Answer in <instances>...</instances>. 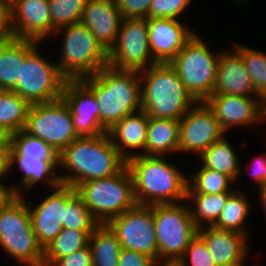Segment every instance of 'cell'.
Masks as SVG:
<instances>
[{
	"mask_svg": "<svg viewBox=\"0 0 266 266\" xmlns=\"http://www.w3.org/2000/svg\"><path fill=\"white\" fill-rule=\"evenodd\" d=\"M4 1L8 6L13 3L15 0H2Z\"/></svg>",
	"mask_w": 266,
	"mask_h": 266,
	"instance_id": "51",
	"label": "cell"
},
{
	"mask_svg": "<svg viewBox=\"0 0 266 266\" xmlns=\"http://www.w3.org/2000/svg\"><path fill=\"white\" fill-rule=\"evenodd\" d=\"M80 81L94 94L100 108V123L106 131L123 117L142 109L139 71L106 65Z\"/></svg>",
	"mask_w": 266,
	"mask_h": 266,
	"instance_id": "3",
	"label": "cell"
},
{
	"mask_svg": "<svg viewBox=\"0 0 266 266\" xmlns=\"http://www.w3.org/2000/svg\"><path fill=\"white\" fill-rule=\"evenodd\" d=\"M238 188L237 185L236 190L229 196L217 222L213 226L220 230L236 231L250 238V229H247L246 224L248 222L246 223V221L249 218L251 205L253 204H250V196H247L244 190Z\"/></svg>",
	"mask_w": 266,
	"mask_h": 266,
	"instance_id": "28",
	"label": "cell"
},
{
	"mask_svg": "<svg viewBox=\"0 0 266 266\" xmlns=\"http://www.w3.org/2000/svg\"><path fill=\"white\" fill-rule=\"evenodd\" d=\"M180 120L149 116L145 155L171 156L179 148ZM169 154V155H168Z\"/></svg>",
	"mask_w": 266,
	"mask_h": 266,
	"instance_id": "25",
	"label": "cell"
},
{
	"mask_svg": "<svg viewBox=\"0 0 266 266\" xmlns=\"http://www.w3.org/2000/svg\"><path fill=\"white\" fill-rule=\"evenodd\" d=\"M244 168L257 188L266 185V153L254 157Z\"/></svg>",
	"mask_w": 266,
	"mask_h": 266,
	"instance_id": "42",
	"label": "cell"
},
{
	"mask_svg": "<svg viewBox=\"0 0 266 266\" xmlns=\"http://www.w3.org/2000/svg\"><path fill=\"white\" fill-rule=\"evenodd\" d=\"M93 266H118L122 250L116 234L107 224H99L89 236Z\"/></svg>",
	"mask_w": 266,
	"mask_h": 266,
	"instance_id": "30",
	"label": "cell"
},
{
	"mask_svg": "<svg viewBox=\"0 0 266 266\" xmlns=\"http://www.w3.org/2000/svg\"><path fill=\"white\" fill-rule=\"evenodd\" d=\"M49 191L34 204L33 200L28 201L27 197L23 196L28 206L33 231L43 249L63 229L66 204L77 194L76 188L63 184Z\"/></svg>",
	"mask_w": 266,
	"mask_h": 266,
	"instance_id": "14",
	"label": "cell"
},
{
	"mask_svg": "<svg viewBox=\"0 0 266 266\" xmlns=\"http://www.w3.org/2000/svg\"><path fill=\"white\" fill-rule=\"evenodd\" d=\"M122 21L116 0H87L80 19L107 52L116 42Z\"/></svg>",
	"mask_w": 266,
	"mask_h": 266,
	"instance_id": "22",
	"label": "cell"
},
{
	"mask_svg": "<svg viewBox=\"0 0 266 266\" xmlns=\"http://www.w3.org/2000/svg\"><path fill=\"white\" fill-rule=\"evenodd\" d=\"M42 43L25 39V62L21 65V80L13 90L30 105L62 98L66 79L59 72L57 62L48 60L38 49ZM52 61V62H51Z\"/></svg>",
	"mask_w": 266,
	"mask_h": 266,
	"instance_id": "9",
	"label": "cell"
},
{
	"mask_svg": "<svg viewBox=\"0 0 266 266\" xmlns=\"http://www.w3.org/2000/svg\"><path fill=\"white\" fill-rule=\"evenodd\" d=\"M57 35H62V40L56 62L66 80L93 76L108 65V52L82 23L61 27L55 31L53 38Z\"/></svg>",
	"mask_w": 266,
	"mask_h": 266,
	"instance_id": "6",
	"label": "cell"
},
{
	"mask_svg": "<svg viewBox=\"0 0 266 266\" xmlns=\"http://www.w3.org/2000/svg\"><path fill=\"white\" fill-rule=\"evenodd\" d=\"M156 266H183L179 261H161Z\"/></svg>",
	"mask_w": 266,
	"mask_h": 266,
	"instance_id": "48",
	"label": "cell"
},
{
	"mask_svg": "<svg viewBox=\"0 0 266 266\" xmlns=\"http://www.w3.org/2000/svg\"><path fill=\"white\" fill-rule=\"evenodd\" d=\"M25 62V39L8 37L0 40V90L13 91L21 80Z\"/></svg>",
	"mask_w": 266,
	"mask_h": 266,
	"instance_id": "26",
	"label": "cell"
},
{
	"mask_svg": "<svg viewBox=\"0 0 266 266\" xmlns=\"http://www.w3.org/2000/svg\"><path fill=\"white\" fill-rule=\"evenodd\" d=\"M99 223L91 215L81 197L76 194L65 207L63 227L78 231H93Z\"/></svg>",
	"mask_w": 266,
	"mask_h": 266,
	"instance_id": "37",
	"label": "cell"
},
{
	"mask_svg": "<svg viewBox=\"0 0 266 266\" xmlns=\"http://www.w3.org/2000/svg\"><path fill=\"white\" fill-rule=\"evenodd\" d=\"M213 94L259 96L253 89L242 58L232 49L221 53Z\"/></svg>",
	"mask_w": 266,
	"mask_h": 266,
	"instance_id": "24",
	"label": "cell"
},
{
	"mask_svg": "<svg viewBox=\"0 0 266 266\" xmlns=\"http://www.w3.org/2000/svg\"><path fill=\"white\" fill-rule=\"evenodd\" d=\"M8 153H0V184H7L6 158ZM7 178V179H6ZM5 179V180H4Z\"/></svg>",
	"mask_w": 266,
	"mask_h": 266,
	"instance_id": "46",
	"label": "cell"
},
{
	"mask_svg": "<svg viewBox=\"0 0 266 266\" xmlns=\"http://www.w3.org/2000/svg\"><path fill=\"white\" fill-rule=\"evenodd\" d=\"M158 262L179 261L197 234L188 203L152 205Z\"/></svg>",
	"mask_w": 266,
	"mask_h": 266,
	"instance_id": "10",
	"label": "cell"
},
{
	"mask_svg": "<svg viewBox=\"0 0 266 266\" xmlns=\"http://www.w3.org/2000/svg\"><path fill=\"white\" fill-rule=\"evenodd\" d=\"M24 131L47 143L58 155L78 138L63 98L31 105Z\"/></svg>",
	"mask_w": 266,
	"mask_h": 266,
	"instance_id": "11",
	"label": "cell"
},
{
	"mask_svg": "<svg viewBox=\"0 0 266 266\" xmlns=\"http://www.w3.org/2000/svg\"><path fill=\"white\" fill-rule=\"evenodd\" d=\"M227 133L212 110L204 102H197L179 124L178 154H197L198 158L212 143L222 140Z\"/></svg>",
	"mask_w": 266,
	"mask_h": 266,
	"instance_id": "15",
	"label": "cell"
},
{
	"mask_svg": "<svg viewBox=\"0 0 266 266\" xmlns=\"http://www.w3.org/2000/svg\"><path fill=\"white\" fill-rule=\"evenodd\" d=\"M232 193L218 194H187L186 202L188 203L191 217L197 226L202 228L213 226Z\"/></svg>",
	"mask_w": 266,
	"mask_h": 266,
	"instance_id": "29",
	"label": "cell"
},
{
	"mask_svg": "<svg viewBox=\"0 0 266 266\" xmlns=\"http://www.w3.org/2000/svg\"><path fill=\"white\" fill-rule=\"evenodd\" d=\"M230 46L243 60L254 91L266 100V52L235 43Z\"/></svg>",
	"mask_w": 266,
	"mask_h": 266,
	"instance_id": "34",
	"label": "cell"
},
{
	"mask_svg": "<svg viewBox=\"0 0 266 266\" xmlns=\"http://www.w3.org/2000/svg\"><path fill=\"white\" fill-rule=\"evenodd\" d=\"M228 139V140H227ZM226 136L215 143H212L198 158L199 164L203 167L225 173L230 176L237 185V180L242 177V167L240 155L238 156L236 147H232Z\"/></svg>",
	"mask_w": 266,
	"mask_h": 266,
	"instance_id": "27",
	"label": "cell"
},
{
	"mask_svg": "<svg viewBox=\"0 0 266 266\" xmlns=\"http://www.w3.org/2000/svg\"><path fill=\"white\" fill-rule=\"evenodd\" d=\"M256 191L258 190V199H259V202L261 203L260 205H262V208L261 209L262 211H264V215L266 217V185H263L261 187H259L258 189L255 188Z\"/></svg>",
	"mask_w": 266,
	"mask_h": 266,
	"instance_id": "47",
	"label": "cell"
},
{
	"mask_svg": "<svg viewBox=\"0 0 266 266\" xmlns=\"http://www.w3.org/2000/svg\"><path fill=\"white\" fill-rule=\"evenodd\" d=\"M230 1H233V2H237L239 5L238 6H240V7H244L245 8V6H248V5H246V4H248V0H230Z\"/></svg>",
	"mask_w": 266,
	"mask_h": 266,
	"instance_id": "50",
	"label": "cell"
},
{
	"mask_svg": "<svg viewBox=\"0 0 266 266\" xmlns=\"http://www.w3.org/2000/svg\"><path fill=\"white\" fill-rule=\"evenodd\" d=\"M107 225L116 234L122 248L145 254L158 262L152 205L137 204L112 218Z\"/></svg>",
	"mask_w": 266,
	"mask_h": 266,
	"instance_id": "13",
	"label": "cell"
},
{
	"mask_svg": "<svg viewBox=\"0 0 266 266\" xmlns=\"http://www.w3.org/2000/svg\"><path fill=\"white\" fill-rule=\"evenodd\" d=\"M155 64L149 47L147 18L123 19L116 42L108 52V65L141 71Z\"/></svg>",
	"mask_w": 266,
	"mask_h": 266,
	"instance_id": "12",
	"label": "cell"
},
{
	"mask_svg": "<svg viewBox=\"0 0 266 266\" xmlns=\"http://www.w3.org/2000/svg\"><path fill=\"white\" fill-rule=\"evenodd\" d=\"M156 264L157 262L153 258L124 248H122L118 259V266H156Z\"/></svg>",
	"mask_w": 266,
	"mask_h": 266,
	"instance_id": "43",
	"label": "cell"
},
{
	"mask_svg": "<svg viewBox=\"0 0 266 266\" xmlns=\"http://www.w3.org/2000/svg\"><path fill=\"white\" fill-rule=\"evenodd\" d=\"M183 266H217L204 240L196 234L179 260Z\"/></svg>",
	"mask_w": 266,
	"mask_h": 266,
	"instance_id": "39",
	"label": "cell"
},
{
	"mask_svg": "<svg viewBox=\"0 0 266 266\" xmlns=\"http://www.w3.org/2000/svg\"><path fill=\"white\" fill-rule=\"evenodd\" d=\"M149 116L142 109L123 117L107 131L121 156L128 159L145 155Z\"/></svg>",
	"mask_w": 266,
	"mask_h": 266,
	"instance_id": "23",
	"label": "cell"
},
{
	"mask_svg": "<svg viewBox=\"0 0 266 266\" xmlns=\"http://www.w3.org/2000/svg\"><path fill=\"white\" fill-rule=\"evenodd\" d=\"M0 248L20 266H43L44 249L23 196L7 194L0 201Z\"/></svg>",
	"mask_w": 266,
	"mask_h": 266,
	"instance_id": "5",
	"label": "cell"
},
{
	"mask_svg": "<svg viewBox=\"0 0 266 266\" xmlns=\"http://www.w3.org/2000/svg\"><path fill=\"white\" fill-rule=\"evenodd\" d=\"M93 231H78L64 228L56 238L44 248L43 266H52L59 258L85 248Z\"/></svg>",
	"mask_w": 266,
	"mask_h": 266,
	"instance_id": "33",
	"label": "cell"
},
{
	"mask_svg": "<svg viewBox=\"0 0 266 266\" xmlns=\"http://www.w3.org/2000/svg\"><path fill=\"white\" fill-rule=\"evenodd\" d=\"M7 158L58 159V154L47 143L22 130L11 135Z\"/></svg>",
	"mask_w": 266,
	"mask_h": 266,
	"instance_id": "35",
	"label": "cell"
},
{
	"mask_svg": "<svg viewBox=\"0 0 266 266\" xmlns=\"http://www.w3.org/2000/svg\"><path fill=\"white\" fill-rule=\"evenodd\" d=\"M166 158L139 155L126 161L137 204L150 206L186 201L188 176L179 165L176 166L168 160L170 158Z\"/></svg>",
	"mask_w": 266,
	"mask_h": 266,
	"instance_id": "2",
	"label": "cell"
},
{
	"mask_svg": "<svg viewBox=\"0 0 266 266\" xmlns=\"http://www.w3.org/2000/svg\"><path fill=\"white\" fill-rule=\"evenodd\" d=\"M16 168L21 172L20 181L18 184L13 182L7 186V194L27 196L30 191L33 193L38 184L47 187L42 190L46 192L62 184L58 159L6 158V176H11L16 172Z\"/></svg>",
	"mask_w": 266,
	"mask_h": 266,
	"instance_id": "18",
	"label": "cell"
},
{
	"mask_svg": "<svg viewBox=\"0 0 266 266\" xmlns=\"http://www.w3.org/2000/svg\"><path fill=\"white\" fill-rule=\"evenodd\" d=\"M76 191L99 224H107L112 218L137 205L132 176L127 166L111 177L79 184Z\"/></svg>",
	"mask_w": 266,
	"mask_h": 266,
	"instance_id": "7",
	"label": "cell"
},
{
	"mask_svg": "<svg viewBox=\"0 0 266 266\" xmlns=\"http://www.w3.org/2000/svg\"><path fill=\"white\" fill-rule=\"evenodd\" d=\"M204 102L226 133L235 127L246 129L266 122L265 101L260 96L212 94Z\"/></svg>",
	"mask_w": 266,
	"mask_h": 266,
	"instance_id": "16",
	"label": "cell"
},
{
	"mask_svg": "<svg viewBox=\"0 0 266 266\" xmlns=\"http://www.w3.org/2000/svg\"><path fill=\"white\" fill-rule=\"evenodd\" d=\"M11 145V134L0 126V153H8Z\"/></svg>",
	"mask_w": 266,
	"mask_h": 266,
	"instance_id": "45",
	"label": "cell"
},
{
	"mask_svg": "<svg viewBox=\"0 0 266 266\" xmlns=\"http://www.w3.org/2000/svg\"><path fill=\"white\" fill-rule=\"evenodd\" d=\"M139 74L142 110L148 116L180 120L197 103L169 63H157Z\"/></svg>",
	"mask_w": 266,
	"mask_h": 266,
	"instance_id": "4",
	"label": "cell"
},
{
	"mask_svg": "<svg viewBox=\"0 0 266 266\" xmlns=\"http://www.w3.org/2000/svg\"><path fill=\"white\" fill-rule=\"evenodd\" d=\"M153 0H116L123 19L148 18Z\"/></svg>",
	"mask_w": 266,
	"mask_h": 266,
	"instance_id": "40",
	"label": "cell"
},
{
	"mask_svg": "<svg viewBox=\"0 0 266 266\" xmlns=\"http://www.w3.org/2000/svg\"><path fill=\"white\" fill-rule=\"evenodd\" d=\"M199 166L195 173L188 176L187 194L233 193L236 190V183L230 176L201 164Z\"/></svg>",
	"mask_w": 266,
	"mask_h": 266,
	"instance_id": "31",
	"label": "cell"
},
{
	"mask_svg": "<svg viewBox=\"0 0 266 266\" xmlns=\"http://www.w3.org/2000/svg\"><path fill=\"white\" fill-rule=\"evenodd\" d=\"M58 164L61 183L76 188L87 181L119 173L126 160L105 133L76 138L58 155Z\"/></svg>",
	"mask_w": 266,
	"mask_h": 266,
	"instance_id": "1",
	"label": "cell"
},
{
	"mask_svg": "<svg viewBox=\"0 0 266 266\" xmlns=\"http://www.w3.org/2000/svg\"><path fill=\"white\" fill-rule=\"evenodd\" d=\"M10 37L9 6L0 0V40Z\"/></svg>",
	"mask_w": 266,
	"mask_h": 266,
	"instance_id": "44",
	"label": "cell"
},
{
	"mask_svg": "<svg viewBox=\"0 0 266 266\" xmlns=\"http://www.w3.org/2000/svg\"><path fill=\"white\" fill-rule=\"evenodd\" d=\"M10 36L42 43L53 37L48 0H15L9 5Z\"/></svg>",
	"mask_w": 266,
	"mask_h": 266,
	"instance_id": "17",
	"label": "cell"
},
{
	"mask_svg": "<svg viewBox=\"0 0 266 266\" xmlns=\"http://www.w3.org/2000/svg\"><path fill=\"white\" fill-rule=\"evenodd\" d=\"M197 234L204 240L217 266H245L252 255L247 235L214 226L199 228Z\"/></svg>",
	"mask_w": 266,
	"mask_h": 266,
	"instance_id": "20",
	"label": "cell"
},
{
	"mask_svg": "<svg viewBox=\"0 0 266 266\" xmlns=\"http://www.w3.org/2000/svg\"><path fill=\"white\" fill-rule=\"evenodd\" d=\"M210 48L196 32L169 63L197 102L213 94L219 57L224 51L219 53Z\"/></svg>",
	"mask_w": 266,
	"mask_h": 266,
	"instance_id": "8",
	"label": "cell"
},
{
	"mask_svg": "<svg viewBox=\"0 0 266 266\" xmlns=\"http://www.w3.org/2000/svg\"><path fill=\"white\" fill-rule=\"evenodd\" d=\"M52 266H93L89 245L59 258Z\"/></svg>",
	"mask_w": 266,
	"mask_h": 266,
	"instance_id": "41",
	"label": "cell"
},
{
	"mask_svg": "<svg viewBox=\"0 0 266 266\" xmlns=\"http://www.w3.org/2000/svg\"><path fill=\"white\" fill-rule=\"evenodd\" d=\"M53 35L61 27L79 23L87 0H48Z\"/></svg>",
	"mask_w": 266,
	"mask_h": 266,
	"instance_id": "36",
	"label": "cell"
},
{
	"mask_svg": "<svg viewBox=\"0 0 266 266\" xmlns=\"http://www.w3.org/2000/svg\"><path fill=\"white\" fill-rule=\"evenodd\" d=\"M149 47L157 63H170L197 32L177 19L147 18Z\"/></svg>",
	"mask_w": 266,
	"mask_h": 266,
	"instance_id": "21",
	"label": "cell"
},
{
	"mask_svg": "<svg viewBox=\"0 0 266 266\" xmlns=\"http://www.w3.org/2000/svg\"><path fill=\"white\" fill-rule=\"evenodd\" d=\"M192 2V0H153L150 5L148 18L177 19L182 21L184 12H187Z\"/></svg>",
	"mask_w": 266,
	"mask_h": 266,
	"instance_id": "38",
	"label": "cell"
},
{
	"mask_svg": "<svg viewBox=\"0 0 266 266\" xmlns=\"http://www.w3.org/2000/svg\"><path fill=\"white\" fill-rule=\"evenodd\" d=\"M30 106L15 92L0 90V126L11 135L24 130Z\"/></svg>",
	"mask_w": 266,
	"mask_h": 266,
	"instance_id": "32",
	"label": "cell"
},
{
	"mask_svg": "<svg viewBox=\"0 0 266 266\" xmlns=\"http://www.w3.org/2000/svg\"><path fill=\"white\" fill-rule=\"evenodd\" d=\"M62 98L70 109L78 137H95L107 133L100 123V108L94 94L80 80H66Z\"/></svg>",
	"mask_w": 266,
	"mask_h": 266,
	"instance_id": "19",
	"label": "cell"
},
{
	"mask_svg": "<svg viewBox=\"0 0 266 266\" xmlns=\"http://www.w3.org/2000/svg\"><path fill=\"white\" fill-rule=\"evenodd\" d=\"M7 184H0V201L7 195Z\"/></svg>",
	"mask_w": 266,
	"mask_h": 266,
	"instance_id": "49",
	"label": "cell"
}]
</instances>
